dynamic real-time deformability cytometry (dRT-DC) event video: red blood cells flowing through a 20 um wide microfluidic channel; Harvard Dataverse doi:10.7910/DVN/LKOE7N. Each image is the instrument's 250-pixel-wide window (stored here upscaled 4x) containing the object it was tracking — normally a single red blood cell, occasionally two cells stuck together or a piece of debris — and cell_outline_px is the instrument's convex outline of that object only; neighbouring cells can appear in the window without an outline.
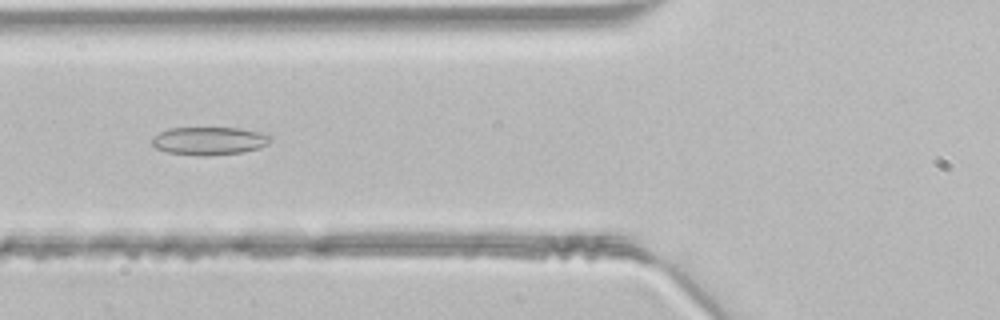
{"species": "common noctule bat (a hibernating species)", "species_latin": "Nyctalus noctula", "temperature_condition": "room temperature", "stored_images_in_passage": 31, "camera_frame_rate_fps": 3000, "um_per_image_px": 0.085, "animal": {"sex": "male", "body_mass_g": 21.5, "forearm_length_mm": 52.0}, "frame": {"image": 1, "passage_image": 7, "time_ms": 2.0, "image_size_px": [1000, 320], "cell_outline_px": [[272, 140], [268, 144], [260, 148], [240, 152], [204, 156], [168, 152], [156, 148], [152, 144], [152, 140], [160, 132], [168, 128], [240, 128], [260, 132], [272, 136]], "centroid_in_image_um": [17.82, 11.97], "position_along_channel_um": 108.0, "area_um2": 19.19}}
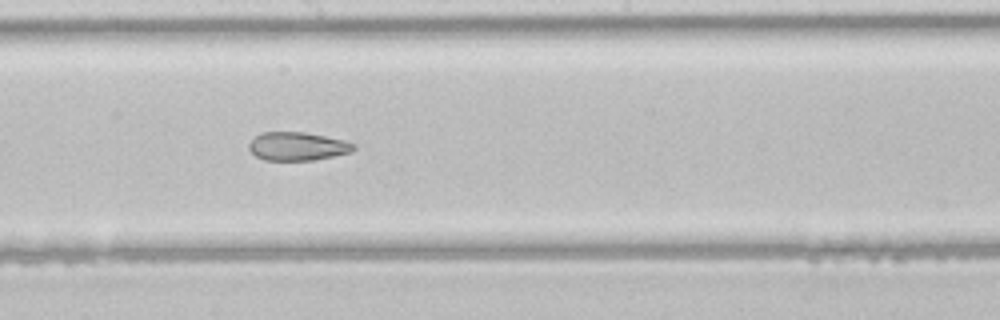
{"frame": {"image": 2, "passage_image": 15, "time_ms": 4.667, "image_size_px": [1000, 320], "cell_outline_px": [[356, 148], [352, 152], [316, 160], [264, 160], [256, 156], [248, 148], [248, 144], [256, 136], [264, 132], [304, 132], [344, 140], [356, 144]], "centroid_in_image_um": [25.31, 12.44], "position_along_channel_um": 222.9, "area_um2": 17.34}}
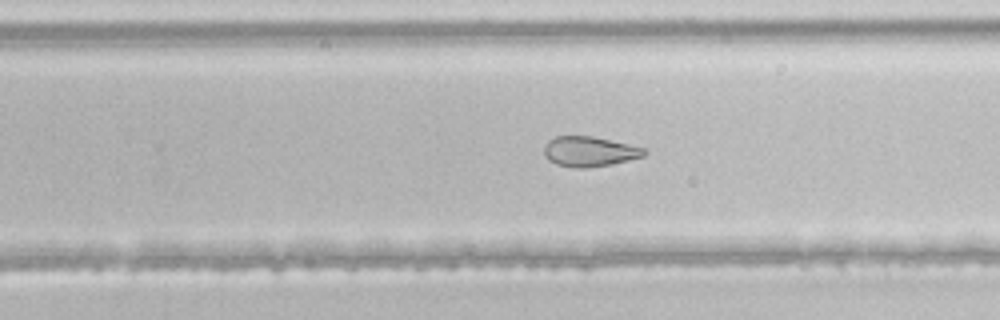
{"frame": {"image": 3, "passage_image": 19, "time_ms": 6.0, "image_size_px": [1000, 320], "cell_outline_px": [[648, 152], [644, 156], [612, 164], [588, 168], [576, 168], [556, 164], [548, 160], [544, 156], [544, 148], [548, 140], [556, 136], [592, 136], [628, 144], [644, 148]], "centroid_in_image_um": [50.09, 12.88], "position_along_channel_um": 279.7, "area_um2": 17.57}}